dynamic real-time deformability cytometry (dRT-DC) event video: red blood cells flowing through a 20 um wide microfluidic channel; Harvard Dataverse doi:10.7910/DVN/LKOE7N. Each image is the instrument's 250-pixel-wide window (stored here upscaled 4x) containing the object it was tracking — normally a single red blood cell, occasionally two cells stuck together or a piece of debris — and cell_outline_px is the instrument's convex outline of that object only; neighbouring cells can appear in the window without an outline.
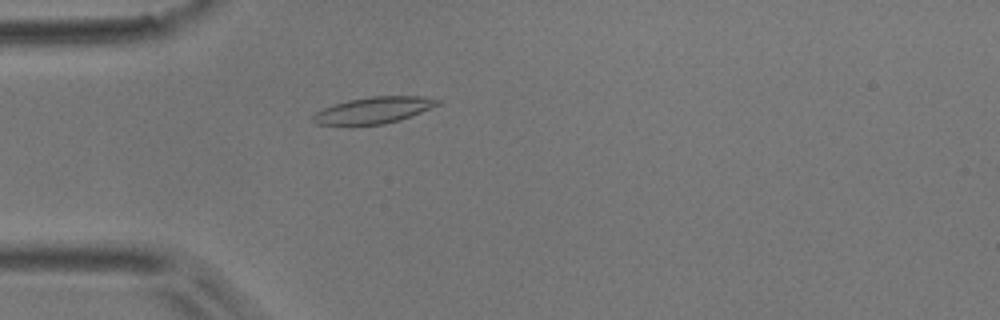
{"species": "common noctule bat (a hibernating species)", "species_latin": "Nyctalus noctula", "temperature_condition": "room temperature", "stored_images_in_passage": 46, "camera_frame_rate_fps": 3000, "um_per_image_px": 0.085, "animal": {"sex": "male", "body_mass_g": 17.9}, "frame": {"image": 1, "passage_image": 9, "time_ms": 2.667, "image_size_px": [1000, 320], "cell_outline_px": [[440, 104], [400, 120], [384, 124], [352, 128], [348, 128], [316, 124], [312, 120], [312, 116], [316, 112], [332, 104], [348, 100], [372, 96], [420, 96], [440, 100]], "centroid_in_image_um": [31.64, 9.42], "position_along_channel_um": 53.4, "area_um2": 19.94}}
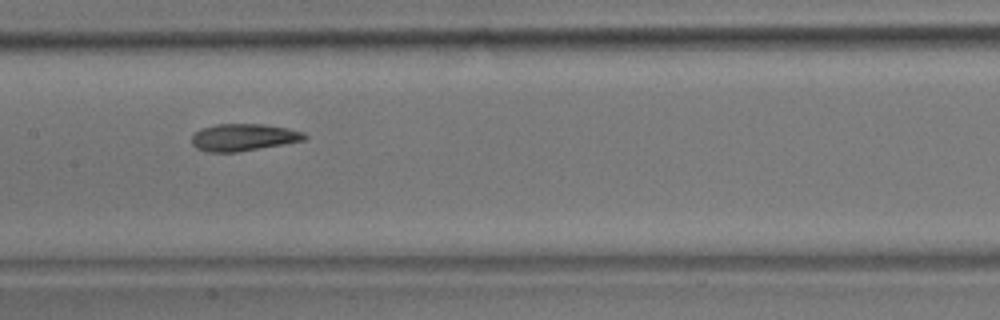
{"frame": {"image": 2, "passage_image": 20, "time_ms": 6.333, "image_size_px": [1000, 320], "cell_outline_px": [[308, 136], [304, 140], [284, 144], [236, 152], [208, 152], [196, 148], [192, 144], [192, 136], [196, 132], [204, 128], [216, 124], [264, 124], [288, 128], [304, 132]], "centroid_in_image_um": [20.71, 11.67], "position_along_channel_um": 186.7, "area_um2": 17.74}}
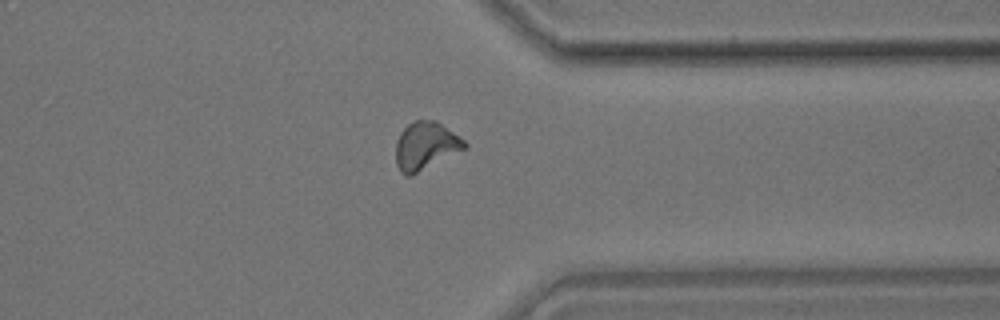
{"frame": {"image": 3, "passage_image": 35, "time_ms": 11.333, "image_size_px": [1000, 320], "cell_outline_px": [[468, 148], [412, 176], [404, 176], [400, 172], [396, 164], [396, 140], [400, 132], [408, 124], [416, 120], [436, 120], [464, 140], [468, 144]], "centroid_in_image_um": [36.18, 12.42], "position_along_channel_um": 375.2, "area_um2": 19.48}, "authors_computed_cell_mechanics": {"area_um2": 18.3226, "velocity_mm_per_s": 3.8543, "shape_relaxation_time_tau1_ms": 8.0897, "shape_relaxation_time_tau2_ms": 2.9395, "deformation_change_tau1": 0.1821, "deformation_change_tau2": 0.0985}}